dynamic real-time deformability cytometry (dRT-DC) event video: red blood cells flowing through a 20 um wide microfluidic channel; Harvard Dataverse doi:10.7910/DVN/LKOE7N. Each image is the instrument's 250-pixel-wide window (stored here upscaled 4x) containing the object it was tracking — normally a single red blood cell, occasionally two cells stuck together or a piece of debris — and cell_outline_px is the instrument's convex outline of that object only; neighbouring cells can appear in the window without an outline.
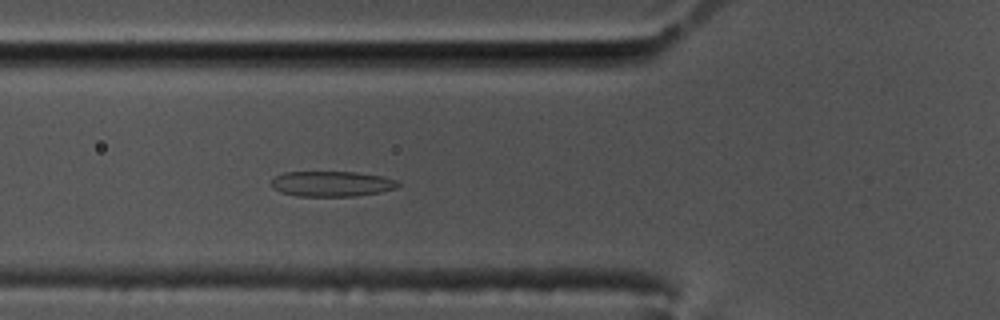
{"species": "common noctule bat (a hibernating species)", "species_latin": "Nyctalus noctula", "temperature_condition": "cold", "stored_images_in_passage": 58, "camera_frame_rate_fps": 3000, "um_per_image_px": 0.085, "animal": {"sex": "male", "body_mass_g": 17.5, "forearm_length_mm": 52.3}, "frame": {"image": 1, "passage_image": 21, "time_ms": 6.667, "image_size_px": [1000, 320], "cell_outline_px": [[400, 184], [396, 188], [380, 192], [356, 196], [296, 196], [280, 192], [272, 188], [272, 180], [276, 176], [284, 172], [356, 172], [380, 176], [396, 180]], "centroid_in_image_um": [28.18, 15.63], "position_along_channel_um": 97.6, "area_um2": 18.67}}
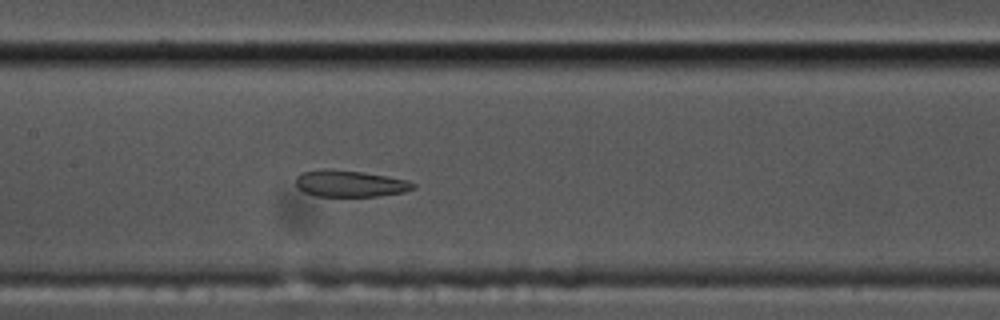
{"frame": {"image": 2, "passage_image": 28, "time_ms": 9.0, "image_size_px": [1000, 320], "cell_outline_px": [[416, 188], [404, 192], [376, 196], [316, 196], [304, 192], [296, 184], [296, 176], [300, 172], [320, 168], [324, 168], [360, 172], [388, 176], [404, 180], [416, 184]], "centroid_in_image_um": [29.71, 15.59], "position_along_channel_um": 177.7, "area_um2": 18.15}}
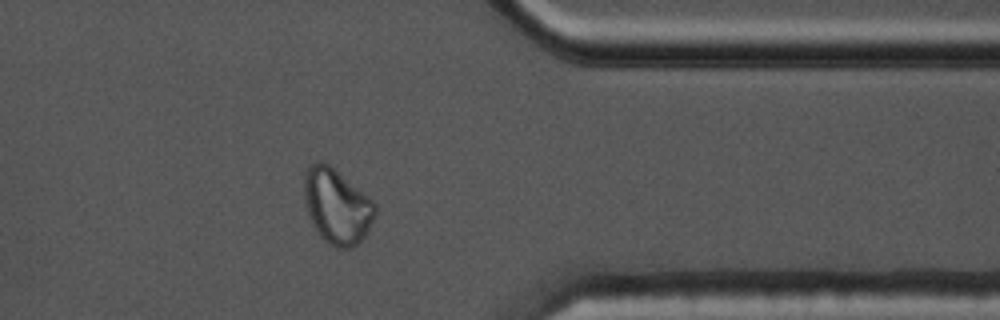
{"frame": {"image": 3, "passage_image": 47, "time_ms": 15.333, "image_size_px": [1000, 320], "cell_outline_px": [[376, 216], [368, 232], [352, 248], [336, 248], [328, 244], [320, 236], [312, 224], [308, 216], [304, 200], [304, 168], [308, 164], [320, 160], [324, 160], [368, 196], [376, 204]], "centroid_in_image_um": [28.61, 17.51], "position_along_channel_um": 382.8, "area_um2": 31.5}, "authors_computed_cell_mechanics": {"area_um2": 19.9988, "velocity_mm_per_s": 3.4284, "shape_relaxation_time_tau1_ms": null, "shape_relaxation_time_tau2_ms": 1.7537, "deformation_change_tau1": null, "deformation_change_tau2": 0.0792}}